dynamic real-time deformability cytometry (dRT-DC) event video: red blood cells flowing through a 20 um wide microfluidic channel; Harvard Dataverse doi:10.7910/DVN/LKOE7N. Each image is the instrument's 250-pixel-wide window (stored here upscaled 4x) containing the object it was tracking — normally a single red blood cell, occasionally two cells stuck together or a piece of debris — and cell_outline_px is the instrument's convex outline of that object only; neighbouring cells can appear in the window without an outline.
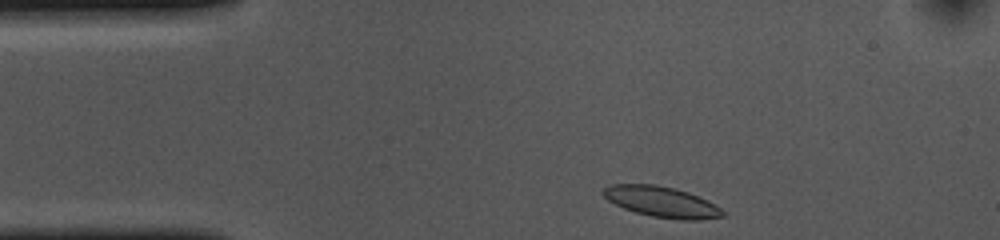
{"species": "common noctule bat (a hibernating species)", "species_latin": "Nyctalus noctula", "temperature_condition": "cold", "stored_images_in_passage": 35, "camera_frame_rate_fps": 3000, "um_per_image_px": 0.085, "animal": {"sex": "female", "body_mass_g": 10.0, "forearm_length_mm": 53.1}, "frame": {"image": 1, "passage_image": 1, "time_ms": 0.0, "image_size_px": [1000, 240], "cell_outline_px": [[724, 216], [700, 220], [680, 220], [652, 216], [636, 212], [624, 208], [608, 200], [600, 192], [604, 188], [612, 184], [656, 184], [676, 188], [688, 192], [708, 200], [720, 208], [724, 212]], "centroid_in_image_um": [56.24, 17.15], "position_along_channel_um": 28.8, "area_um2": 21.39}}
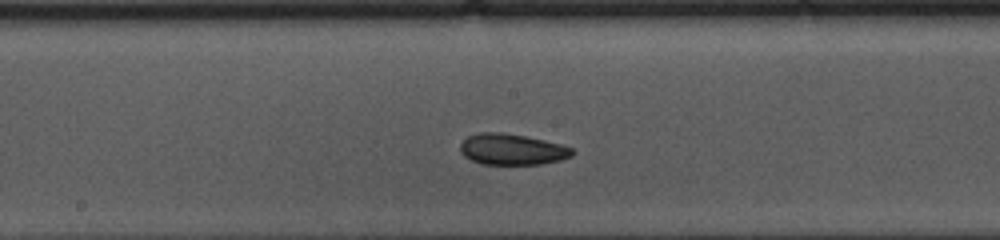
{"frame": {"image": 2, "passage_image": 19, "time_ms": 6.0, "image_size_px": [1000, 240], "cell_outline_px": [[576, 152], [572, 156], [560, 160], [540, 164], [480, 164], [464, 156], [460, 152], [460, 144], [468, 136], [480, 132], [500, 132], [524, 136], [544, 140], [560, 144], [572, 148]], "centroid_in_image_um": [43.52, 12.7], "position_along_channel_um": 204.7, "area_um2": 20.23}}
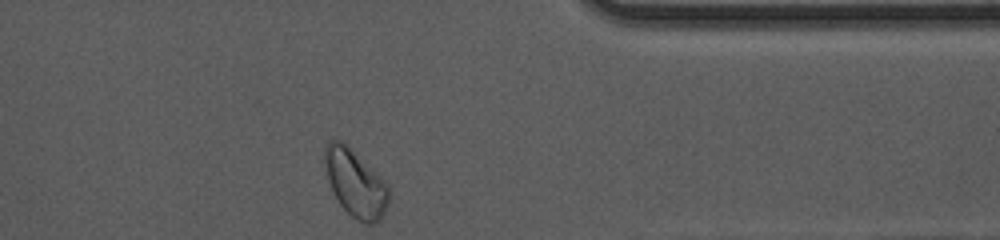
{"frame": {"image": 3, "passage_image": 35, "time_ms": 11.333, "image_size_px": [1000, 240], "cell_outline_px": [[392, 192], [388, 204], [380, 220], [376, 224], [364, 224], [352, 216], [340, 204], [328, 180], [324, 160], [324, 144], [328, 140], [344, 140], [388, 184]], "centroid_in_image_um": [30.23, 15.54], "position_along_channel_um": 381.2, "area_um2": 25.43}, "authors_computed_cell_mechanics": {"area_um2": 20.6346, "velocity_mm_per_s": 3.6063, "shape_relaxation_time_tau1_ms": 2.9044, "shape_relaxation_time_tau2_ms": 2.6183, "deformation_change_tau1": 0.0722, "deformation_change_tau2": 0.0682}}